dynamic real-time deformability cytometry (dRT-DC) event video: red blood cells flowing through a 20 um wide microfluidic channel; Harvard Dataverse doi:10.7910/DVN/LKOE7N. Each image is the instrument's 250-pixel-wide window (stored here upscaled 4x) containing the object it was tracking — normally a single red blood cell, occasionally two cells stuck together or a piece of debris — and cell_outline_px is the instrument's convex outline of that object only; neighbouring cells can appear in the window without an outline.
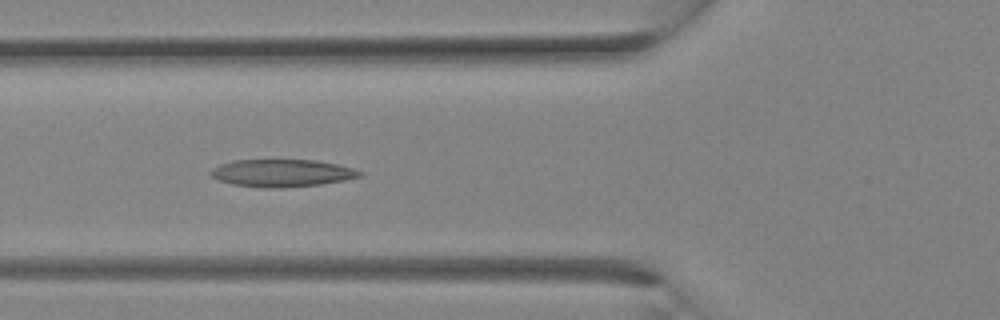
{"species": "Egyptian fruit bat (a non-hibernating species)", "species_latin": "Rousettus aegyptiacus", "temperature_condition": "room temperature", "stored_images_in_passage": 29, "camera_frame_rate_fps": 3000, "um_per_image_px": 0.085, "animal": {"sex": "female"}, "frame": {"image": 1, "passage_image": 11, "time_ms": 3.333, "image_size_px": [1000, 320], "cell_outline_px": [[364, 172], [360, 176], [344, 180], [320, 184], [280, 188], [260, 188], [232, 184], [220, 180], [212, 176], [208, 172], [212, 168], [220, 164], [232, 160], [316, 160], [336, 164], [352, 168]], "centroid_in_image_um": [23.93, 14.71], "position_along_channel_um": 101.9, "area_um2": 23.81}}
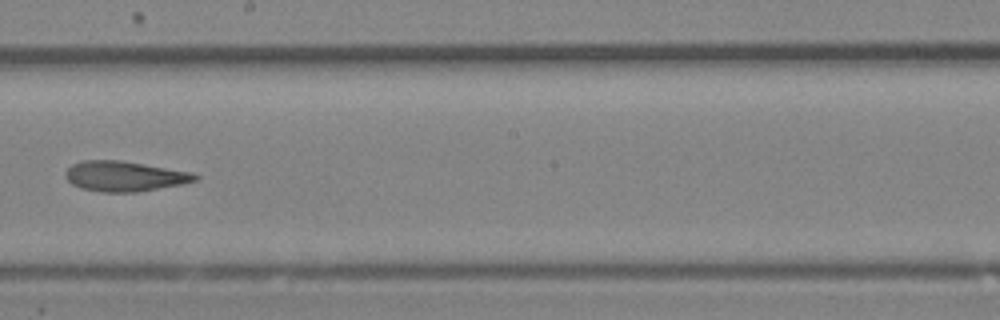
{"frame": {"image": 2, "passage_image": 17, "time_ms": 5.333, "image_size_px": [1000, 320], "cell_outline_px": [[200, 176], [196, 180], [184, 184], [136, 192], [104, 192], [80, 188], [72, 184], [64, 176], [64, 172], [72, 164], [80, 160], [120, 160], [196, 172]], "centroid_in_image_um": [10.61, 14.97], "position_along_channel_um": 237.6, "area_um2": 23.12}}
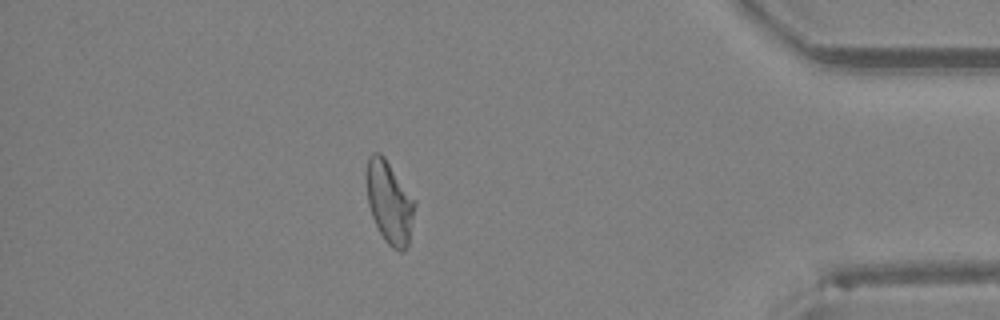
{"frame": {"image": 3, "passage_image": 26, "time_ms": 8.333, "image_size_px": [1000, 320], "cell_outline_px": [[416, 204], [408, 244], [404, 252], [400, 252], [392, 248], [384, 240], [372, 216], [368, 204], [364, 176], [368, 156], [372, 152], [380, 152], [384, 156], [416, 200]], "centroid_in_image_um": [33.08, 17.15], "position_along_channel_um": 402.1, "area_um2": 23.64}}